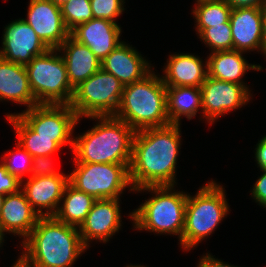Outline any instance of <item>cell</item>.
Listing matches in <instances>:
<instances>
[{"mask_svg": "<svg viewBox=\"0 0 266 267\" xmlns=\"http://www.w3.org/2000/svg\"><path fill=\"white\" fill-rule=\"evenodd\" d=\"M181 127L170 124L135 131L129 166L134 190L147 186L178 185V156L184 141Z\"/></svg>", "mask_w": 266, "mask_h": 267, "instance_id": "1", "label": "cell"}, {"mask_svg": "<svg viewBox=\"0 0 266 267\" xmlns=\"http://www.w3.org/2000/svg\"><path fill=\"white\" fill-rule=\"evenodd\" d=\"M18 248L22 251L18 256L29 267H74L88 250L79 229L54 216L40 217Z\"/></svg>", "mask_w": 266, "mask_h": 267, "instance_id": "2", "label": "cell"}, {"mask_svg": "<svg viewBox=\"0 0 266 267\" xmlns=\"http://www.w3.org/2000/svg\"><path fill=\"white\" fill-rule=\"evenodd\" d=\"M86 119L94 125L74 134L72 163L130 164L135 131L115 116Z\"/></svg>", "mask_w": 266, "mask_h": 267, "instance_id": "3", "label": "cell"}, {"mask_svg": "<svg viewBox=\"0 0 266 267\" xmlns=\"http://www.w3.org/2000/svg\"><path fill=\"white\" fill-rule=\"evenodd\" d=\"M175 186H147L135 189L133 194H150L148 199L128 213L132 228L137 232L156 236H177L181 241L184 229L185 208L188 192Z\"/></svg>", "mask_w": 266, "mask_h": 267, "instance_id": "4", "label": "cell"}, {"mask_svg": "<svg viewBox=\"0 0 266 267\" xmlns=\"http://www.w3.org/2000/svg\"><path fill=\"white\" fill-rule=\"evenodd\" d=\"M197 189L194 195L188 193L184 229L177 244L182 252L187 253L211 238L231 212L227 192L221 182L211 178Z\"/></svg>", "mask_w": 266, "mask_h": 267, "instance_id": "5", "label": "cell"}, {"mask_svg": "<svg viewBox=\"0 0 266 267\" xmlns=\"http://www.w3.org/2000/svg\"><path fill=\"white\" fill-rule=\"evenodd\" d=\"M157 71L154 68L142 80L123 88L121 101L114 116L134 131L170 125L166 86Z\"/></svg>", "mask_w": 266, "mask_h": 267, "instance_id": "6", "label": "cell"}, {"mask_svg": "<svg viewBox=\"0 0 266 267\" xmlns=\"http://www.w3.org/2000/svg\"><path fill=\"white\" fill-rule=\"evenodd\" d=\"M25 68L38 104H71L74 89L68 81L66 65L58 49H49L35 56Z\"/></svg>", "mask_w": 266, "mask_h": 267, "instance_id": "7", "label": "cell"}, {"mask_svg": "<svg viewBox=\"0 0 266 267\" xmlns=\"http://www.w3.org/2000/svg\"><path fill=\"white\" fill-rule=\"evenodd\" d=\"M74 166V167H73ZM130 164L73 163L69 183L76 189L99 199H121L128 190L134 192L129 176Z\"/></svg>", "mask_w": 266, "mask_h": 267, "instance_id": "8", "label": "cell"}, {"mask_svg": "<svg viewBox=\"0 0 266 267\" xmlns=\"http://www.w3.org/2000/svg\"><path fill=\"white\" fill-rule=\"evenodd\" d=\"M124 85L102 68L74 89L71 108L77 116H114L119 107Z\"/></svg>", "mask_w": 266, "mask_h": 267, "instance_id": "9", "label": "cell"}, {"mask_svg": "<svg viewBox=\"0 0 266 267\" xmlns=\"http://www.w3.org/2000/svg\"><path fill=\"white\" fill-rule=\"evenodd\" d=\"M12 115H19L36 132V136L54 137V142L62 150L66 147L72 152L75 129L81 119L70 105L37 104L28 110L5 113L4 118Z\"/></svg>", "mask_w": 266, "mask_h": 267, "instance_id": "10", "label": "cell"}, {"mask_svg": "<svg viewBox=\"0 0 266 267\" xmlns=\"http://www.w3.org/2000/svg\"><path fill=\"white\" fill-rule=\"evenodd\" d=\"M251 86L220 81L207 76L201 85L203 122L213 126L221 117L230 115L253 100ZM219 119V120H218Z\"/></svg>", "mask_w": 266, "mask_h": 267, "instance_id": "11", "label": "cell"}, {"mask_svg": "<svg viewBox=\"0 0 266 267\" xmlns=\"http://www.w3.org/2000/svg\"><path fill=\"white\" fill-rule=\"evenodd\" d=\"M121 199H99L93 204L84 222L80 225L79 233L84 245L90 249L92 243L107 244L122 230Z\"/></svg>", "mask_w": 266, "mask_h": 267, "instance_id": "12", "label": "cell"}, {"mask_svg": "<svg viewBox=\"0 0 266 267\" xmlns=\"http://www.w3.org/2000/svg\"><path fill=\"white\" fill-rule=\"evenodd\" d=\"M3 28L0 57L6 61L27 65L50 49L23 18L12 19Z\"/></svg>", "mask_w": 266, "mask_h": 267, "instance_id": "13", "label": "cell"}, {"mask_svg": "<svg viewBox=\"0 0 266 267\" xmlns=\"http://www.w3.org/2000/svg\"><path fill=\"white\" fill-rule=\"evenodd\" d=\"M23 18L50 49H58L70 36L60 7L49 0H29Z\"/></svg>", "mask_w": 266, "mask_h": 267, "instance_id": "14", "label": "cell"}, {"mask_svg": "<svg viewBox=\"0 0 266 267\" xmlns=\"http://www.w3.org/2000/svg\"><path fill=\"white\" fill-rule=\"evenodd\" d=\"M128 42H121L101 61V68L113 74L124 86L142 80L156 67L132 46V42Z\"/></svg>", "mask_w": 266, "mask_h": 267, "instance_id": "15", "label": "cell"}, {"mask_svg": "<svg viewBox=\"0 0 266 267\" xmlns=\"http://www.w3.org/2000/svg\"><path fill=\"white\" fill-rule=\"evenodd\" d=\"M160 76L166 87H201L208 76L207 57L203 60L193 52H170Z\"/></svg>", "mask_w": 266, "mask_h": 267, "instance_id": "16", "label": "cell"}, {"mask_svg": "<svg viewBox=\"0 0 266 267\" xmlns=\"http://www.w3.org/2000/svg\"><path fill=\"white\" fill-rule=\"evenodd\" d=\"M69 176L30 177L21 182V190L40 217L54 216L59 208Z\"/></svg>", "mask_w": 266, "mask_h": 267, "instance_id": "17", "label": "cell"}, {"mask_svg": "<svg viewBox=\"0 0 266 267\" xmlns=\"http://www.w3.org/2000/svg\"><path fill=\"white\" fill-rule=\"evenodd\" d=\"M39 218L21 189L17 193L4 196L0 211V230L6 238V234L14 235L15 238H21V244L36 226Z\"/></svg>", "mask_w": 266, "mask_h": 267, "instance_id": "18", "label": "cell"}, {"mask_svg": "<svg viewBox=\"0 0 266 267\" xmlns=\"http://www.w3.org/2000/svg\"><path fill=\"white\" fill-rule=\"evenodd\" d=\"M122 25L105 19L93 18L79 24L70 35L79 43L89 47L95 56L102 61L122 40Z\"/></svg>", "mask_w": 266, "mask_h": 267, "instance_id": "19", "label": "cell"}, {"mask_svg": "<svg viewBox=\"0 0 266 267\" xmlns=\"http://www.w3.org/2000/svg\"><path fill=\"white\" fill-rule=\"evenodd\" d=\"M229 22L233 50L262 55V8L232 9Z\"/></svg>", "mask_w": 266, "mask_h": 267, "instance_id": "20", "label": "cell"}, {"mask_svg": "<svg viewBox=\"0 0 266 267\" xmlns=\"http://www.w3.org/2000/svg\"><path fill=\"white\" fill-rule=\"evenodd\" d=\"M206 54H208V76L220 81L250 86L246 81V74L251 71L265 70L262 64L249 63L245 56L248 53L243 51H217Z\"/></svg>", "mask_w": 266, "mask_h": 267, "instance_id": "21", "label": "cell"}, {"mask_svg": "<svg viewBox=\"0 0 266 267\" xmlns=\"http://www.w3.org/2000/svg\"><path fill=\"white\" fill-rule=\"evenodd\" d=\"M0 102L12 103L28 110L37 105L30 88L25 65L6 61L0 57Z\"/></svg>", "mask_w": 266, "mask_h": 267, "instance_id": "22", "label": "cell"}, {"mask_svg": "<svg viewBox=\"0 0 266 267\" xmlns=\"http://www.w3.org/2000/svg\"><path fill=\"white\" fill-rule=\"evenodd\" d=\"M67 71L68 81L73 89L101 69V61L82 43L71 35L58 48Z\"/></svg>", "mask_w": 266, "mask_h": 267, "instance_id": "23", "label": "cell"}, {"mask_svg": "<svg viewBox=\"0 0 266 267\" xmlns=\"http://www.w3.org/2000/svg\"><path fill=\"white\" fill-rule=\"evenodd\" d=\"M166 103L170 124L182 125L183 118L189 121L197 114L199 122L203 121L201 87H166Z\"/></svg>", "mask_w": 266, "mask_h": 267, "instance_id": "24", "label": "cell"}, {"mask_svg": "<svg viewBox=\"0 0 266 267\" xmlns=\"http://www.w3.org/2000/svg\"><path fill=\"white\" fill-rule=\"evenodd\" d=\"M95 201L94 197L74 188L68 183L54 217L67 225L79 228Z\"/></svg>", "mask_w": 266, "mask_h": 267, "instance_id": "25", "label": "cell"}, {"mask_svg": "<svg viewBox=\"0 0 266 267\" xmlns=\"http://www.w3.org/2000/svg\"><path fill=\"white\" fill-rule=\"evenodd\" d=\"M16 135V141L32 157L57 155L62 149L54 142V137L36 136V132L19 116L5 118Z\"/></svg>", "mask_w": 266, "mask_h": 267, "instance_id": "26", "label": "cell"}, {"mask_svg": "<svg viewBox=\"0 0 266 267\" xmlns=\"http://www.w3.org/2000/svg\"><path fill=\"white\" fill-rule=\"evenodd\" d=\"M232 8L224 0L199 1L192 5L190 12L194 19V31L198 36L205 28L227 23Z\"/></svg>", "mask_w": 266, "mask_h": 267, "instance_id": "27", "label": "cell"}, {"mask_svg": "<svg viewBox=\"0 0 266 267\" xmlns=\"http://www.w3.org/2000/svg\"><path fill=\"white\" fill-rule=\"evenodd\" d=\"M0 162L5 166L8 173L15 176L19 181L30 178L33 157L17 142L15 148L3 152ZM27 176V177H26Z\"/></svg>", "mask_w": 266, "mask_h": 267, "instance_id": "28", "label": "cell"}, {"mask_svg": "<svg viewBox=\"0 0 266 267\" xmlns=\"http://www.w3.org/2000/svg\"><path fill=\"white\" fill-rule=\"evenodd\" d=\"M197 38L204 44L205 48L209 49L210 53L233 50V39L229 21L205 28Z\"/></svg>", "mask_w": 266, "mask_h": 267, "instance_id": "29", "label": "cell"}, {"mask_svg": "<svg viewBox=\"0 0 266 267\" xmlns=\"http://www.w3.org/2000/svg\"><path fill=\"white\" fill-rule=\"evenodd\" d=\"M60 10L65 26L70 32L79 24L93 19L90 0H69Z\"/></svg>", "mask_w": 266, "mask_h": 267, "instance_id": "30", "label": "cell"}, {"mask_svg": "<svg viewBox=\"0 0 266 267\" xmlns=\"http://www.w3.org/2000/svg\"><path fill=\"white\" fill-rule=\"evenodd\" d=\"M127 0H90L93 18L105 19L117 24L126 11ZM126 3V4H125Z\"/></svg>", "mask_w": 266, "mask_h": 267, "instance_id": "31", "label": "cell"}, {"mask_svg": "<svg viewBox=\"0 0 266 267\" xmlns=\"http://www.w3.org/2000/svg\"><path fill=\"white\" fill-rule=\"evenodd\" d=\"M54 161L56 162L55 155L33 157L30 177L69 176V173L66 174V172L64 173V171L58 169Z\"/></svg>", "mask_w": 266, "mask_h": 267, "instance_id": "32", "label": "cell"}, {"mask_svg": "<svg viewBox=\"0 0 266 267\" xmlns=\"http://www.w3.org/2000/svg\"><path fill=\"white\" fill-rule=\"evenodd\" d=\"M258 175L255 183L250 187V198L259 205L262 209L266 210V169H258Z\"/></svg>", "mask_w": 266, "mask_h": 267, "instance_id": "33", "label": "cell"}, {"mask_svg": "<svg viewBox=\"0 0 266 267\" xmlns=\"http://www.w3.org/2000/svg\"><path fill=\"white\" fill-rule=\"evenodd\" d=\"M20 189L21 181L8 173L5 166L0 162V194L6 196L8 194L17 193Z\"/></svg>", "mask_w": 266, "mask_h": 267, "instance_id": "34", "label": "cell"}, {"mask_svg": "<svg viewBox=\"0 0 266 267\" xmlns=\"http://www.w3.org/2000/svg\"><path fill=\"white\" fill-rule=\"evenodd\" d=\"M199 257L200 258L197 261V265H195L196 267H241V266L223 261L220 258L218 259L210 251H207L204 254L202 253V255Z\"/></svg>", "mask_w": 266, "mask_h": 267, "instance_id": "35", "label": "cell"}, {"mask_svg": "<svg viewBox=\"0 0 266 267\" xmlns=\"http://www.w3.org/2000/svg\"><path fill=\"white\" fill-rule=\"evenodd\" d=\"M262 137L253 148L255 166L258 169H266V134L261 135Z\"/></svg>", "mask_w": 266, "mask_h": 267, "instance_id": "36", "label": "cell"}, {"mask_svg": "<svg viewBox=\"0 0 266 267\" xmlns=\"http://www.w3.org/2000/svg\"><path fill=\"white\" fill-rule=\"evenodd\" d=\"M232 9L237 8H263L266 5V0H224Z\"/></svg>", "mask_w": 266, "mask_h": 267, "instance_id": "37", "label": "cell"}, {"mask_svg": "<svg viewBox=\"0 0 266 267\" xmlns=\"http://www.w3.org/2000/svg\"><path fill=\"white\" fill-rule=\"evenodd\" d=\"M262 41H263L262 57L266 59V5L262 8ZM265 59L264 62H266Z\"/></svg>", "mask_w": 266, "mask_h": 267, "instance_id": "38", "label": "cell"}, {"mask_svg": "<svg viewBox=\"0 0 266 267\" xmlns=\"http://www.w3.org/2000/svg\"><path fill=\"white\" fill-rule=\"evenodd\" d=\"M11 267H29L19 256L13 261Z\"/></svg>", "mask_w": 266, "mask_h": 267, "instance_id": "39", "label": "cell"}, {"mask_svg": "<svg viewBox=\"0 0 266 267\" xmlns=\"http://www.w3.org/2000/svg\"><path fill=\"white\" fill-rule=\"evenodd\" d=\"M51 1L53 4L61 7L63 4H65L66 2H68L69 0H49Z\"/></svg>", "mask_w": 266, "mask_h": 267, "instance_id": "40", "label": "cell"}, {"mask_svg": "<svg viewBox=\"0 0 266 267\" xmlns=\"http://www.w3.org/2000/svg\"><path fill=\"white\" fill-rule=\"evenodd\" d=\"M5 236L2 234L1 230H0V250L4 249V246L5 245Z\"/></svg>", "mask_w": 266, "mask_h": 267, "instance_id": "41", "label": "cell"}, {"mask_svg": "<svg viewBox=\"0 0 266 267\" xmlns=\"http://www.w3.org/2000/svg\"><path fill=\"white\" fill-rule=\"evenodd\" d=\"M124 267H148V266L143 265V264L141 265L139 263L133 265V263L132 264L130 263V265L129 264H126Z\"/></svg>", "mask_w": 266, "mask_h": 267, "instance_id": "42", "label": "cell"}, {"mask_svg": "<svg viewBox=\"0 0 266 267\" xmlns=\"http://www.w3.org/2000/svg\"><path fill=\"white\" fill-rule=\"evenodd\" d=\"M3 200H4V196L0 194V211H1Z\"/></svg>", "mask_w": 266, "mask_h": 267, "instance_id": "43", "label": "cell"}, {"mask_svg": "<svg viewBox=\"0 0 266 267\" xmlns=\"http://www.w3.org/2000/svg\"><path fill=\"white\" fill-rule=\"evenodd\" d=\"M199 1H207V0H194L193 2L196 3V2H199Z\"/></svg>", "mask_w": 266, "mask_h": 267, "instance_id": "44", "label": "cell"}]
</instances>
